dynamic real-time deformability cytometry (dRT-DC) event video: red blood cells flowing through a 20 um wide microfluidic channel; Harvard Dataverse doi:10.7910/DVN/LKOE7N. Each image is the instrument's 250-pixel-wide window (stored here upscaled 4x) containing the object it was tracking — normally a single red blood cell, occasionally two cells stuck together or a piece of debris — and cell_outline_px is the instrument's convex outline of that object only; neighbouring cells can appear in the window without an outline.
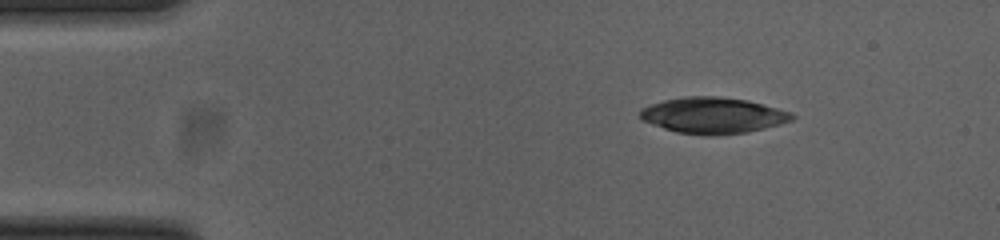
{"species": "common noctule bat (a hibernating species)", "species_latin": "Nyctalus noctula", "temperature_condition": "cold", "stored_images_in_passage": 52, "camera_frame_rate_fps": 3000, "um_per_image_px": 0.085, "animal": {"sex": "female", "body_mass_g": 23.0, "forearm_length_mm": 53.4}, "frame": {"image": 1, "passage_image": 7, "time_ms": 2.0, "image_size_px": [1000, 240], "cell_outline_px": [[796, 116], [792, 120], [780, 124], [748, 132], [716, 136], [704, 136], [676, 132], [664, 128], [644, 120], [640, 116], [640, 108], [664, 100], [684, 96], [716, 96], [748, 100], [792, 112]], "centroid_in_image_um": [60.63, 9.81], "position_along_channel_um": 24.4, "area_um2": 32.02}}
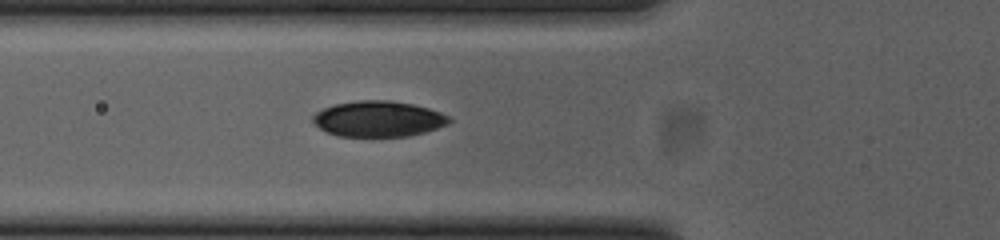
{"frame": {"image": 2, "passage_image": 18, "time_ms": 5.667, "image_size_px": [1000, 240], "cell_outline_px": [[452, 120], [448, 124], [424, 132], [408, 136], [340, 136], [328, 132], [320, 128], [312, 120], [312, 116], [316, 112], [324, 108], [336, 104], [360, 100], [392, 100], [412, 104], [428, 108], [440, 112], [448, 116]], "centroid_in_image_um": [32.17, 10.1], "position_along_channel_um": 93.6, "area_um2": 28.15}}
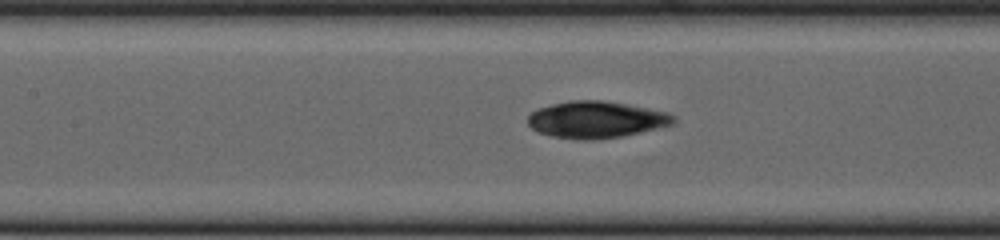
{"frame": {"image": 3, "passage_image": 23, "time_ms": 7.333, "image_size_px": [1000, 240], "cell_outline_px": [[676, 120], [672, 124], [640, 132], [620, 136], [592, 140], [580, 140], [552, 136], [540, 132], [532, 128], [528, 124], [528, 116], [532, 112], [540, 108], [552, 104], [568, 100], [604, 100], [648, 108], [668, 112], [676, 116]], "centroid_in_image_um": [50.68, 10.16], "position_along_channel_um": 156.7, "area_um2": 31.04}}